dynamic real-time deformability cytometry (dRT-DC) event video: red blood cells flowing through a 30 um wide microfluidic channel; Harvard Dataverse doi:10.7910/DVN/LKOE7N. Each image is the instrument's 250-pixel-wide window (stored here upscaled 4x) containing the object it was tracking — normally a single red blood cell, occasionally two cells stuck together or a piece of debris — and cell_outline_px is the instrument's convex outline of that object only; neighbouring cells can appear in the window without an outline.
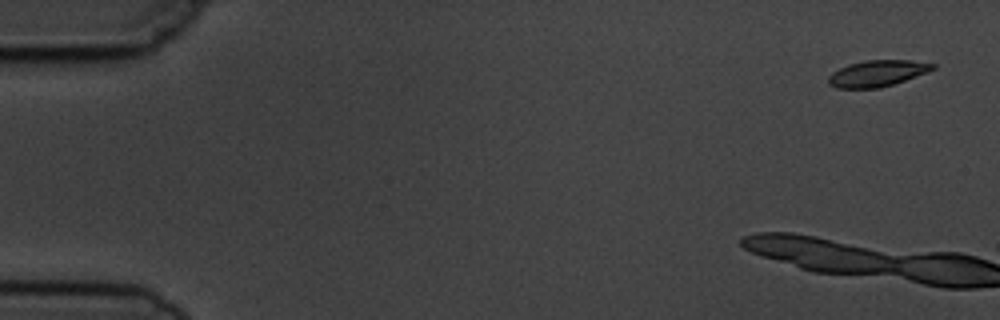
{"species": "common noctule bat (a hibernating species)", "species_latin": "Nyctalus noctula", "temperature_condition": "cold", "stored_images_in_passage": 3, "camera_frame_rate_fps": 3000, "um_per_image_px": 0.085, "animal": {"sex": "male", "body_mass_g": 19.5, "forearm_length_mm": 54.6}, "frame": {"image": 1, "passage_image": 1, "time_ms": 0.0, "image_size_px": [1000, 320], "cell_outline_px": [[936, 68], [928, 72], [880, 88], [836, 88], [828, 84], [828, 76], [832, 72], [848, 64], [864, 60], [908, 60], [936, 64]], "centroid_in_image_um": [74.54, 6.23], "position_along_channel_um": 10.5, "area_um2": 15.95}}